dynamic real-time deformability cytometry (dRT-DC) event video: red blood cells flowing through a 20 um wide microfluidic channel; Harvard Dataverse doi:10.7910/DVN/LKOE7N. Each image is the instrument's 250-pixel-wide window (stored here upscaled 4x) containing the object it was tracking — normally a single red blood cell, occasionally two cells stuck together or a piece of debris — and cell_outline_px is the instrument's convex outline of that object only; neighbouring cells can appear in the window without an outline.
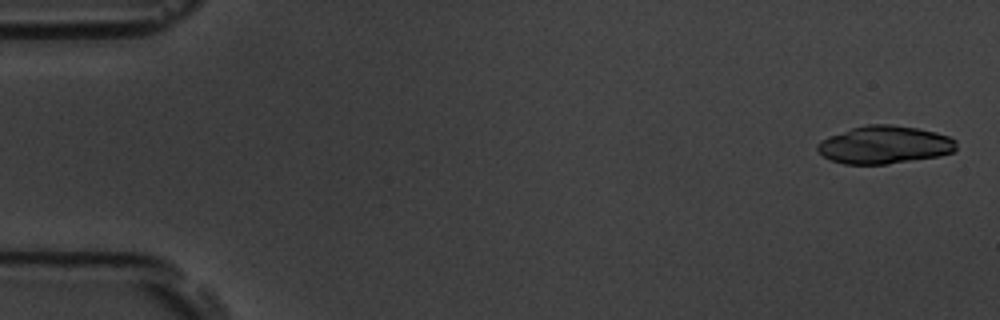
{"species": "common noctule bat (a hibernating species)", "species_latin": "Nyctalus noctula", "temperature_condition": "room temperature", "stored_images_in_passage": 20, "camera_frame_rate_fps": 3000, "um_per_image_px": 0.085, "animal": {"sex": "male", "body_mass_g": 19.5, "forearm_length_mm": 54.6}, "frame": {"image": 1, "passage_image": 2, "time_ms": 0.333, "image_size_px": [1000, 320], "cell_outline_px": [[956, 148], [952, 152], [940, 156], [888, 164], [844, 164], [832, 160], [824, 156], [816, 148], [816, 144], [820, 140], [828, 136], [852, 128], [868, 124], [892, 124], [916, 128], [936, 132], [948, 136], [956, 140]], "centroid_in_image_um": [75.18, 12.31], "position_along_channel_um": 9.8, "area_um2": 30.63}}